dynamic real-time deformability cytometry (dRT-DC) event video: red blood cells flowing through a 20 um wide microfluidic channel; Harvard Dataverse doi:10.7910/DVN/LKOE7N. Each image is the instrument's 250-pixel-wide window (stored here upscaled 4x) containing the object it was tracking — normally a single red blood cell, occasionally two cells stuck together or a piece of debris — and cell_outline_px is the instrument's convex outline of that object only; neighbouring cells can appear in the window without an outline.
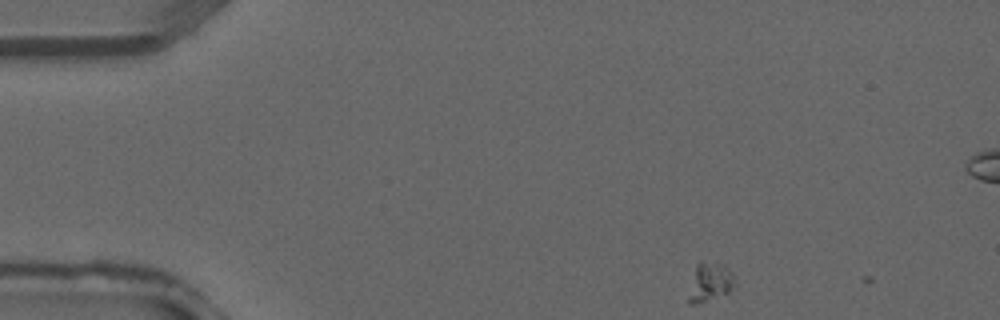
{"species": "common noctule bat (a hibernating species)", "species_latin": "Nyctalus noctula", "temperature_condition": "warm", "stored_images_in_passage": 2, "camera_frame_rate_fps": 3000, "um_per_image_px": 0.085, "animal": {"sex": "male", "forearm_length_mm": 52.5}, "frame": {"image": 1, "passage_image": 1, "time_ms": 0.0, "image_size_px": [1000, 320], "cell_outline_px": [[736, 288], [728, 292], [696, 304], [688, 304], [688, 296], [696, 264], [700, 260], [704, 260], [724, 264], [732, 272], [736, 284]], "centroid_in_image_um": [60.36, 23.94], "position_along_channel_um": 24.6, "area_um2": 10.58}}